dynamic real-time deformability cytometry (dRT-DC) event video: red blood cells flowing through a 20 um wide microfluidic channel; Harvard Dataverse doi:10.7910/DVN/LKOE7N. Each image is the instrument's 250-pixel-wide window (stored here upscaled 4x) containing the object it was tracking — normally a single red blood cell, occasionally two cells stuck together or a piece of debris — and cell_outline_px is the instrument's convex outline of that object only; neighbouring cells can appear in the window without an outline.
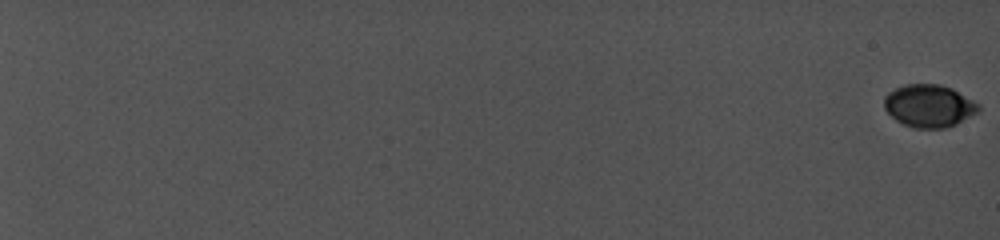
{"species": "common noctule bat (a hibernating species)", "species_latin": "Nyctalus noctula", "temperature_condition": "cold", "stored_images_in_passage": 31, "camera_frame_rate_fps": 5000, "um_per_image_px": 0.085, "animal": {"sex": "female", "body_mass_g": 19.0, "forearm_length_mm": 56.7}, "frame": {"image": 1, "passage_image": 1, "time_ms": 0.0, "image_size_px": [1000, 240], "cell_outline_px": [[980, 108], [976, 112], [956, 124], [944, 128], [916, 128], [904, 124], [896, 120], [884, 108], [884, 96], [888, 92], [904, 84], [940, 84], [952, 88], [980, 104]], "centroid_in_image_um": [78.95, 8.98], "position_along_channel_um": 6.0, "area_um2": 23.29}}
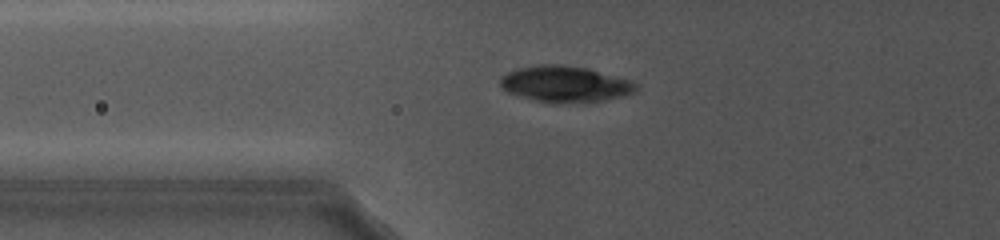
{"frame": {"image": 2, "passage_image": 20, "time_ms": 10.2, "image_size_px": [1000, 240], "cell_outline_px": [[636, 92], [604, 100], [540, 100], [508, 92], [500, 84], [500, 76], [516, 68], [536, 64], [560, 64], [588, 68], [632, 80], [636, 84]], "centroid_in_image_um": [48.04, 7.07], "position_along_channel_um": 77.8, "area_um2": 27.51}}
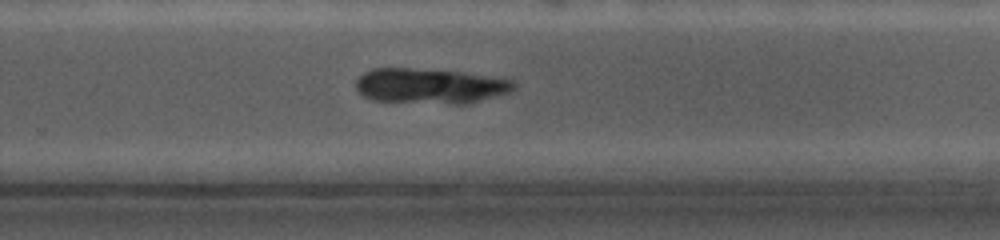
{"frame": {"image": 3, "passage_image": 31, "time_ms": 16.0, "image_size_px": [1000, 240], "cell_outline_px": [[516, 84], [508, 92], [468, 104], [452, 104], [372, 100], [364, 96], [356, 88], [356, 80], [364, 72], [372, 68], [412, 68], [464, 72], [516, 80]], "centroid_in_image_um": [36.56, 7.3], "position_along_channel_um": 293.2, "area_um2": 32.43}}